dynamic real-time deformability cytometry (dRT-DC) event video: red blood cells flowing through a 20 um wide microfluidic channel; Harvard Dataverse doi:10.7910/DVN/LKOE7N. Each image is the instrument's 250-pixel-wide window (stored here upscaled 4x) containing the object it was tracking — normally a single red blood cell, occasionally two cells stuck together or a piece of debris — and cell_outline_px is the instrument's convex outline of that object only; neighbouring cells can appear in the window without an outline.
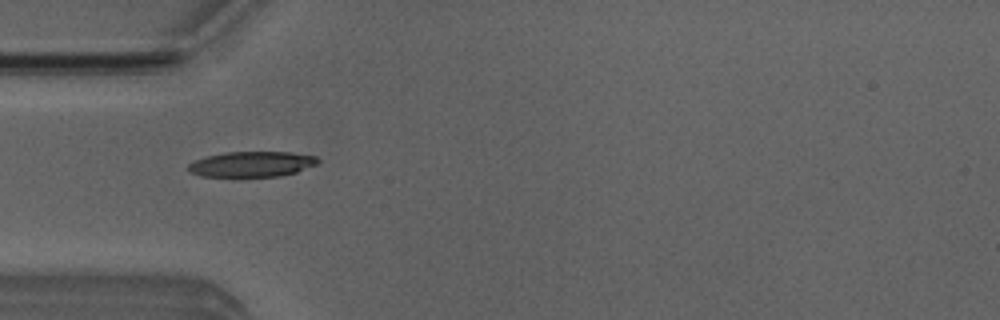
{"species": "Egyptian fruit bat (a non-hibernating species)", "species_latin": "Rousettus aegyptiacus", "temperature_condition": "room temperature", "stored_images_in_passage": 40, "camera_frame_rate_fps": 3000, "um_per_image_px": 0.085, "animal": {"sex": "male"}, "frame": {"image": 1, "passage_image": 3, "time_ms": 0.667, "image_size_px": [1000, 320], "cell_outline_px": [[320, 164], [296, 172], [280, 176], [200, 176], [188, 172], [188, 164], [204, 156], [228, 152], [288, 152], [316, 156], [320, 160]], "centroid_in_image_um": [21.42, 13.95], "position_along_channel_um": 63.6, "area_um2": 19.25}}
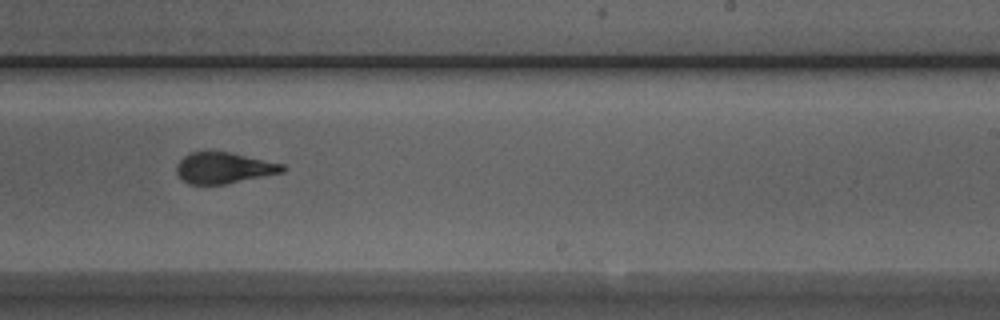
{"frame": {"image": 2, "passage_image": 19, "time_ms": 6.0, "image_size_px": [1000, 320], "cell_outline_px": [[284, 172], [228, 184], [188, 184], [176, 172], [176, 164], [184, 156], [192, 152], [228, 152], [284, 164]], "centroid_in_image_um": [19.03, 14.28], "position_along_channel_um": 270.0, "area_um2": 19.02}}
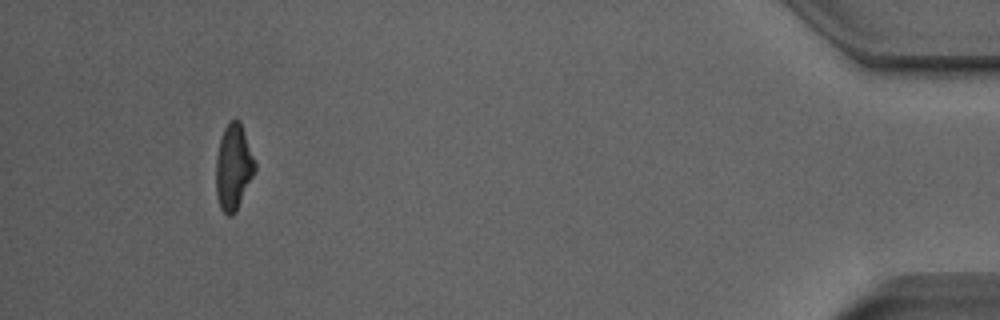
{"frame": {"image": 3, "passage_image": 36, "time_ms": 11.667, "image_size_px": [1000, 320], "cell_outline_px": [[256, 168], [236, 212], [232, 216], [228, 216], [220, 208], [216, 196], [216, 156], [220, 136], [224, 128], [236, 116], [240, 120], [256, 164]], "centroid_in_image_um": [19.82, 14.19], "position_along_channel_um": 415.4, "area_um2": 19.54}, "authors_computed_cell_mechanics": {"area_um2": 19.7387, "velocity_mm_per_s": 3.8771, "shape_relaxation_time_tau1_ms": 4.7916, "shape_relaxation_time_tau2_ms": 1.6093, "deformation_change_tau1": 0.1547, "deformation_change_tau2": 0.0926}}